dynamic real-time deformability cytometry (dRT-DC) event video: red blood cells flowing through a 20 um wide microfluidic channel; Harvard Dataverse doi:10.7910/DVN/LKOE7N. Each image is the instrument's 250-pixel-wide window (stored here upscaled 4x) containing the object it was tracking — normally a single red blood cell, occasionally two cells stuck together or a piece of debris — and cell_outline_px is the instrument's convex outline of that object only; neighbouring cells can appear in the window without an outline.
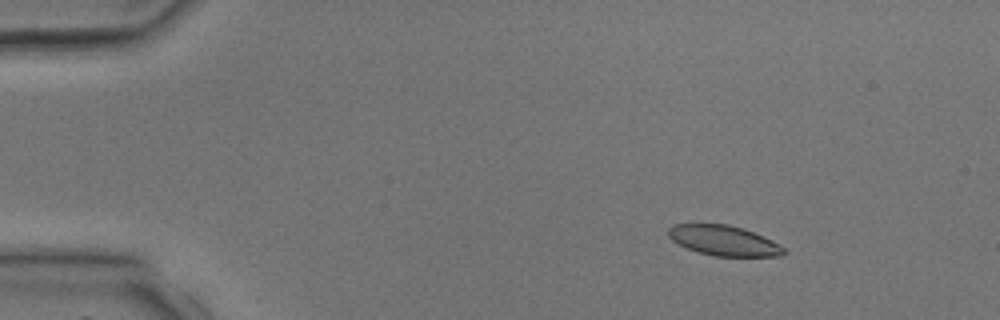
{"species": "common noctule bat (a hibernating species)", "species_latin": "Nyctalus noctula", "temperature_condition": "room temperature", "stored_images_in_passage": 4, "camera_frame_rate_fps": 3000, "um_per_image_px": 0.085, "animal": {"sex": "male", "body_mass_g": 17.9, "forearm_length_mm": 54.2}, "frame": {"image": 1, "passage_image": 2, "time_ms": 1.333, "image_size_px": [1000, 320], "cell_outline_px": [[784, 252], [780, 256], [712, 256], [688, 248], [672, 240], [668, 236], [668, 228], [672, 224], [728, 224], [764, 236], [772, 240], [784, 248]], "centroid_in_image_um": [61.5, 20.44], "position_along_channel_um": 23.5, "area_um2": 20.0}}
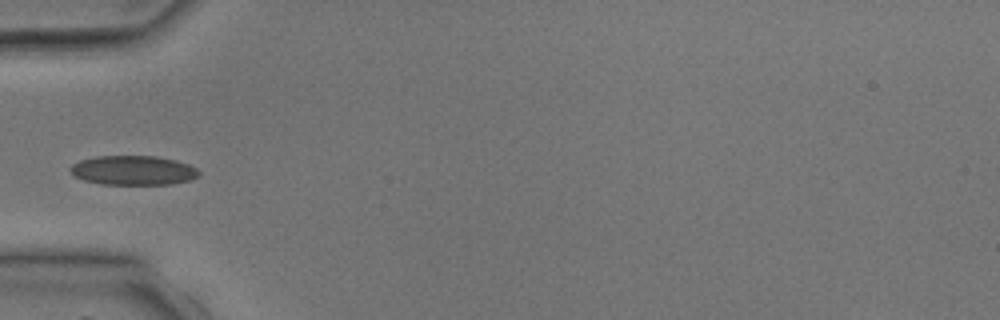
{"frame": {"image": 2, "passage_image": 4, "time_ms": 4.0, "image_size_px": [1000, 320], "cell_outline_px": [[200, 176], [192, 180], [172, 184], [100, 184], [84, 180], [76, 176], [68, 168], [72, 164], [80, 160], [96, 156], [156, 156], [176, 160], [188, 164], [196, 168], [200, 172]], "centroid_in_image_um": [11.36, 14.48], "position_along_channel_um": 73.6, "area_um2": 22.14}}